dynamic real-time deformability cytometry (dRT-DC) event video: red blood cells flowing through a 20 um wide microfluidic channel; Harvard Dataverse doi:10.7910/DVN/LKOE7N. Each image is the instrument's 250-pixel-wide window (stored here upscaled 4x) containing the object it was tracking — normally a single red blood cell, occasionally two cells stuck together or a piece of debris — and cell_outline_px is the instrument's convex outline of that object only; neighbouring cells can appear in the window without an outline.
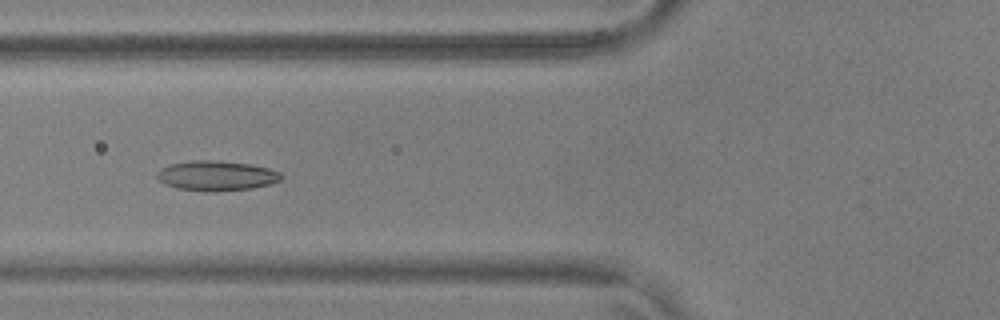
{"species": "common noctule bat (a hibernating species)", "species_latin": "Nyctalus noctula", "temperature_condition": "warm", "stored_images_in_passage": 39, "camera_frame_rate_fps": 3000, "um_per_image_px": 0.085, "animal": {"sex": "male", "body_mass_g": 17.9, "forearm_length_mm": 54.2}, "frame": {"image": 1, "passage_image": 5, "time_ms": 1.333, "image_size_px": [1000, 320], "cell_outline_px": [[284, 176], [280, 180], [268, 184], [252, 188], [176, 188], [164, 184], [156, 176], [156, 172], [160, 168], [168, 164], [192, 160], [208, 160], [252, 164], [268, 168], [280, 172]], "centroid_in_image_um": [18.38, 14.87], "position_along_channel_um": 107.4, "area_um2": 20.63}}
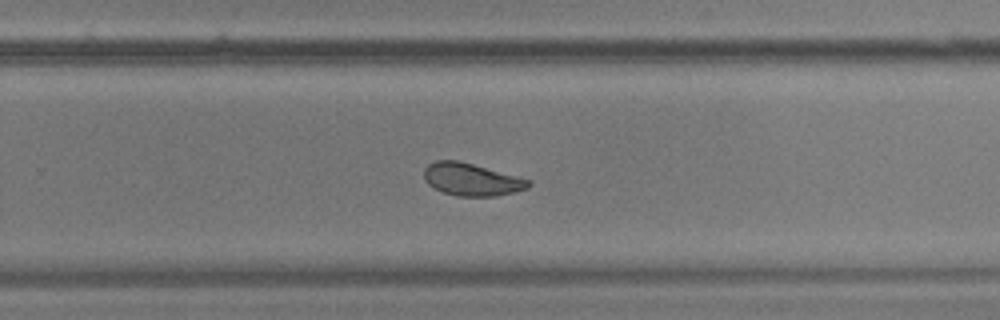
{"frame": {"image": 2, "passage_image": 20, "time_ms": 6.333, "image_size_px": [1000, 320], "cell_outline_px": [[532, 184], [528, 188], [516, 192], [496, 196], [456, 196], [444, 192], [428, 184], [424, 180], [424, 168], [428, 164], [436, 160], [460, 160], [532, 180]], "centroid_in_image_um": [40.11, 15.25], "position_along_channel_um": 289.7, "area_um2": 20.0}}
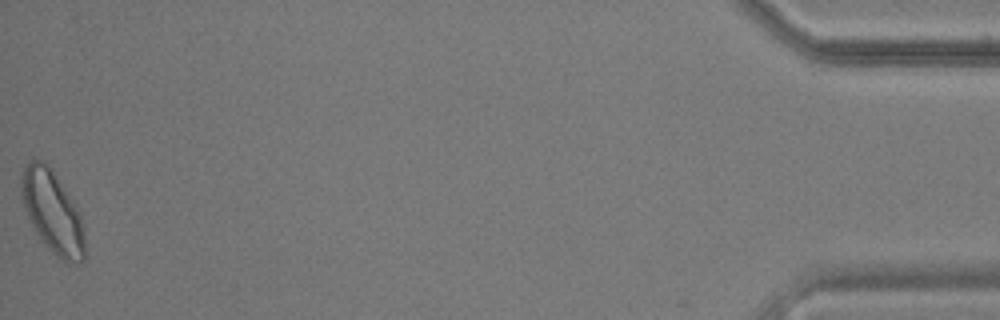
{"frame": {"image": 3, "passage_image": 39, "time_ms": 12.667, "image_size_px": [1000, 320], "cell_outline_px": [[84, 260], [80, 264], [72, 264], [56, 256], [40, 240], [20, 200], [20, 172], [28, 160], [32, 156], [44, 160], [52, 168], [76, 204], [80, 212], [84, 228]], "centroid_in_image_um": [4.43, 17.94], "position_along_channel_um": 430.8, "area_um2": 31.39}, "authors_computed_cell_mechanics": {"area_um2": 20.8658, "velocity_mm_per_s": 3.6459, "shape_relaxation_time_tau1_ms": 3.2887, "shape_relaxation_time_tau2_ms": 1.6201, "deformation_change_tau1": 0.108, "deformation_change_tau2": 0.0566}}